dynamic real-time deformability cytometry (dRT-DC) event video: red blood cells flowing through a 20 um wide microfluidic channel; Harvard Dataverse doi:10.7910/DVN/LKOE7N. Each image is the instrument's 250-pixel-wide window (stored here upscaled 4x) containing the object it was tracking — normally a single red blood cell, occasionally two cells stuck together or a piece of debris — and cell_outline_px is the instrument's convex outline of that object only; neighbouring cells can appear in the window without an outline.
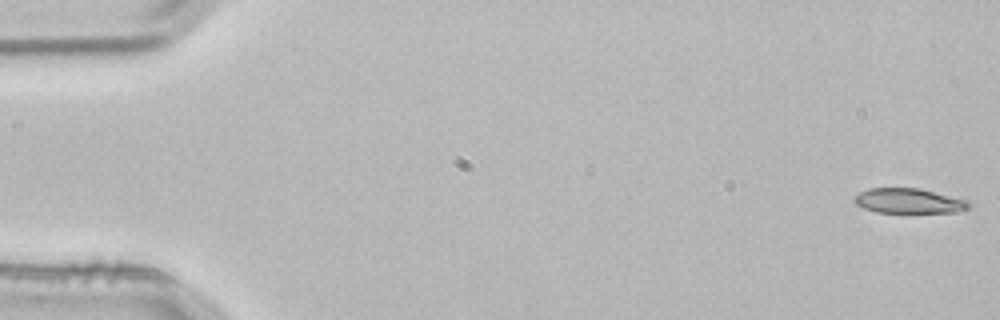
{"species": "common noctule bat (a hibernating species)", "species_latin": "Nyctalus noctula", "temperature_condition": "room temperature", "stored_images_in_passage": 4, "segment_of_instrument_passage": [1, 2], "camera_frame_rate_fps": 3000, "um_per_image_px": 0.085, "animal": {"sex": "male", "body_mass_g": 21.5, "forearm_length_mm": 52.0}, "frame": {"image": 1, "passage_image": 1, "time_ms": 0.0, "image_size_px": [1000, 320], "cell_outline_px": [[968, 208], [956, 212], [876, 212], [864, 208], [856, 204], [852, 200], [860, 192], [868, 188], [920, 188], [968, 200]], "centroid_in_image_um": [77.22, 17.07], "position_along_channel_um": 7.8, "area_um2": 16.47}}